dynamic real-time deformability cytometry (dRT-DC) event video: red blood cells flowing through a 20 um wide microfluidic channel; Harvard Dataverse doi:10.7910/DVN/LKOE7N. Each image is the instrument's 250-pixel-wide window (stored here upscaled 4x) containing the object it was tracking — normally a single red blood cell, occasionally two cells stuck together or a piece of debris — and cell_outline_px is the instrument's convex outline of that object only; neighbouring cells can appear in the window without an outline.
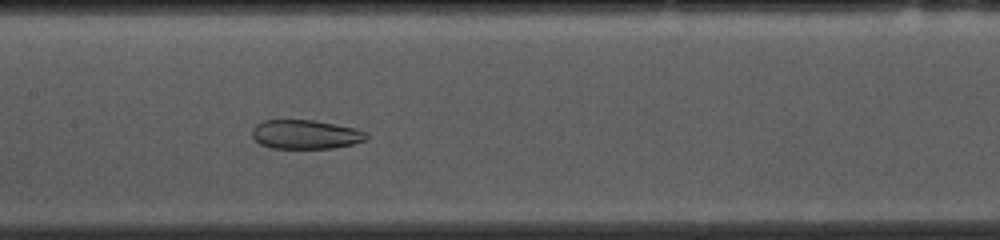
{"species": "common noctule bat (a hibernating species)", "species_latin": "Nyctalus noctula", "temperature_condition": "cold", "stored_images_in_passage": 48, "camera_frame_rate_fps": 3000, "um_per_image_px": 0.085, "animal": {"sex": "female", "body_mass_g": 10.0, "forearm_length_mm": 53.1}, "frame": {"image": 1, "passage_image": 24, "time_ms": 7.667, "image_size_px": [1000, 240], "cell_outline_px": [[368, 140], [352, 144], [332, 148], [272, 148], [260, 144], [252, 136], [252, 128], [260, 120], [316, 120], [356, 128], [368, 132]], "centroid_in_image_um": [25.99, 11.41], "position_along_channel_um": 181.4, "area_um2": 19.59}}
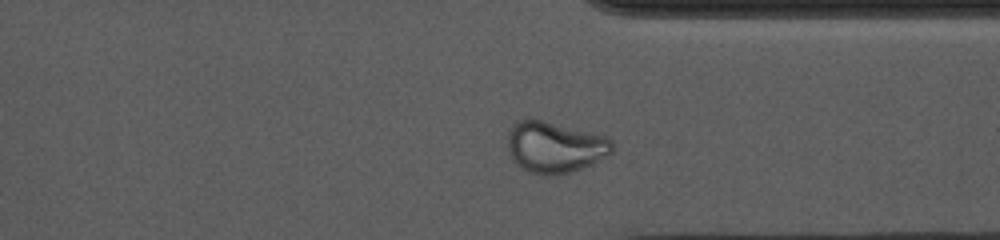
{"frame": {"image": 2, "passage_image": 39, "time_ms": 12.667, "image_size_px": [1000, 240], "cell_outline_px": [[612, 152], [608, 156], [592, 164], [572, 172], [548, 176], [544, 176], [532, 172], [516, 164], [508, 152], [508, 132], [512, 124], [528, 116], [532, 116], [608, 136], [612, 140]], "centroid_in_image_um": [47.16, 12.46], "position_along_channel_um": 364.2, "area_um2": 32.02}}
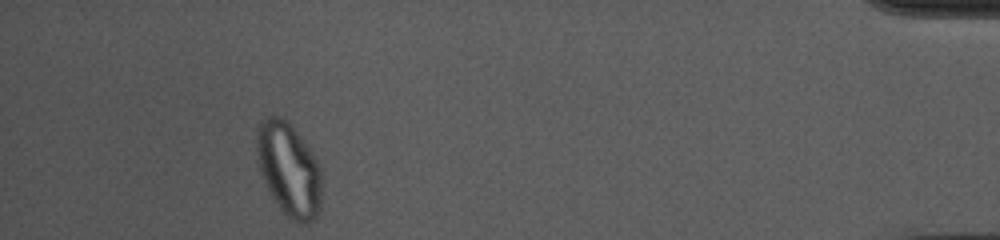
{"frame": {"image": 3, "passage_image": 48, "time_ms": 15.667, "image_size_px": [1000, 240], "cell_outline_px": [[320, 212], [316, 220], [308, 224], [296, 224], [280, 208], [272, 196], [260, 172], [256, 152], [256, 132], [260, 120], [268, 116], [280, 116], [288, 120], [312, 152], [320, 164]], "centroid_in_image_um": [24.55, 14.4], "position_along_channel_um": 410.6, "area_um2": 35.72}, "authors_computed_cell_mechanics": {"area_um2": 27.3394, "velocity_mm_per_s": 3.6808, "shape_relaxation_time_tau1_ms": null, "shape_relaxation_time_tau2_ms": 1.7177, "deformation_change_tau1": null, "deformation_change_tau2": 0.0735}}